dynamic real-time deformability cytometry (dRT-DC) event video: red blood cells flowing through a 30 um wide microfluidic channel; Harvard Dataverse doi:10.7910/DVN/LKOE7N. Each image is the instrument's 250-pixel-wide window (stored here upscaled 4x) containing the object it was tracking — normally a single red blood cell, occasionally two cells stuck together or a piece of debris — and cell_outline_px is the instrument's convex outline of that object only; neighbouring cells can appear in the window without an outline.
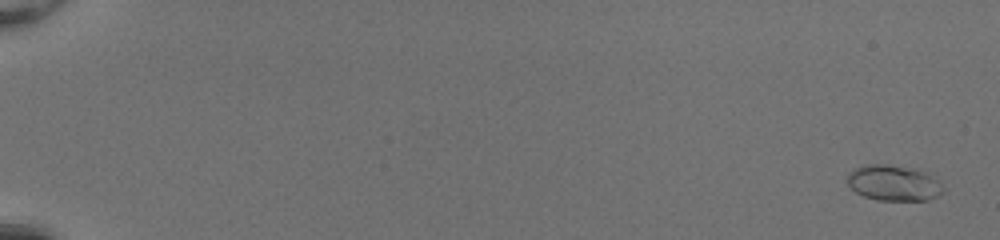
{"species": "common noctule bat (a hibernating species)", "species_latin": "Nyctalus noctula", "temperature_condition": "room temperature", "stored_images_in_passage": 53, "camera_frame_rate_fps": 3000, "um_per_image_px": 0.085, "animal": {"sex": "female", "body_mass_g": 20.0, "forearm_length_mm": 54.0}, "frame": {"image": 1, "passage_image": 2, "time_ms": 0.333, "image_size_px": [1000, 240], "cell_outline_px": [[944, 192], [928, 200], [876, 200], [864, 196], [856, 192], [848, 184], [848, 172], [864, 164], [884, 164], [912, 168], [940, 180], [944, 188]], "centroid_in_image_um": [75.96, 15.56], "position_along_channel_um": 9.0, "area_um2": 19.83}}
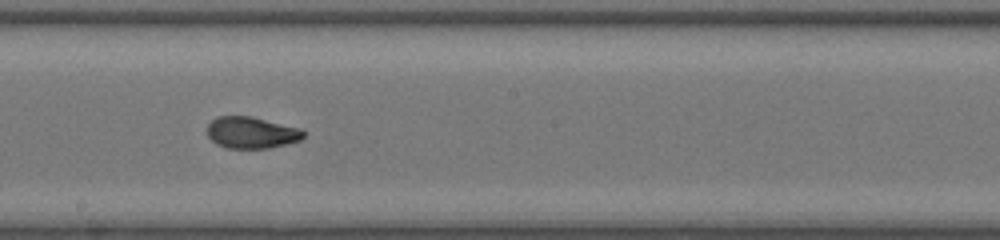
{"frame": {"image": 2, "passage_image": 33, "time_ms": 10.667, "image_size_px": [1000, 240], "cell_outline_px": [[304, 136], [300, 140], [268, 148], [224, 148], [216, 144], [208, 136], [208, 124], [216, 116], [252, 116], [300, 128], [304, 132]], "centroid_in_image_um": [21.35, 11.26], "position_along_channel_um": 226.9, "area_um2": 17.69}}
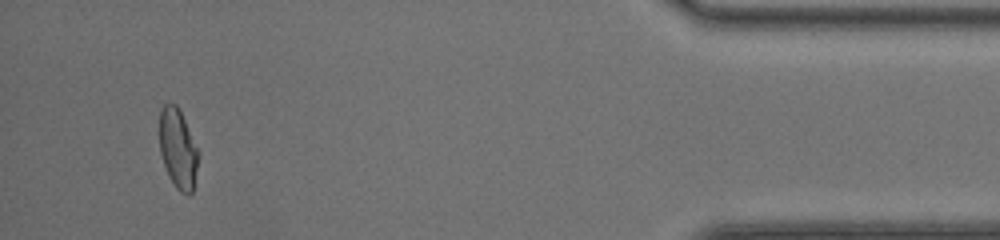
{"frame": {"image": 3, "passage_image": 51, "time_ms": 16.667, "image_size_px": [1000, 240], "cell_outline_px": [[200, 152], [192, 192], [188, 196], [180, 192], [176, 188], [168, 176], [160, 152], [160, 108], [164, 104], [176, 104], [180, 108]], "centroid_in_image_um": [15.14, 12.63], "position_along_channel_um": 420.1, "area_um2": 18.32}, "authors_computed_cell_mechanics": {"area_um2": 18.1492, "velocity_mm_per_s": 4.1548, "shape_relaxation_time_tau1_ms": 6.6448, "shape_relaxation_time_tau2_ms": 0.9475, "deformation_change_tau1": 0.198, "deformation_change_tau2": 0.0607}}